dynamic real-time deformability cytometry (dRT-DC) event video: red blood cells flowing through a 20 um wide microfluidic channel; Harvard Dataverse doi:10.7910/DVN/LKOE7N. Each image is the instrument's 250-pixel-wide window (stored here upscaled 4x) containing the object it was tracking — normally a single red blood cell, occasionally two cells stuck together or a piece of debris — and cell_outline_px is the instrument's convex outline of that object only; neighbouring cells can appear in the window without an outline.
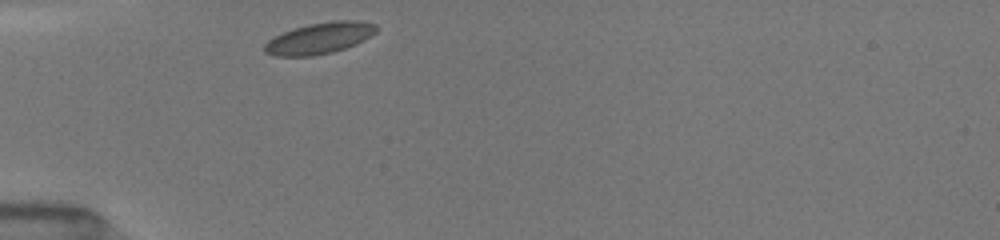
{"species": "common noctule bat (a hibernating species)", "species_latin": "Nyctalus noctula", "temperature_condition": "room temperature", "stored_images_in_passage": 38, "camera_frame_rate_fps": 3000, "um_per_image_px": 0.085, "animal": {"sex": "female", "body_mass_g": 19.5, "forearm_length_mm": 54.1}, "frame": {"image": 1, "passage_image": 1, "time_ms": 0.0, "image_size_px": [1000, 240], "cell_outline_px": [[376, 32], [364, 40], [356, 44], [332, 52], [312, 56], [272, 56], [264, 52], [264, 44], [268, 40], [292, 28], [308, 24], [336, 20], [356, 20], [376, 24]], "centroid_in_image_um": [27.14, 3.25], "position_along_channel_um": 57.9, "area_um2": 20.35}}
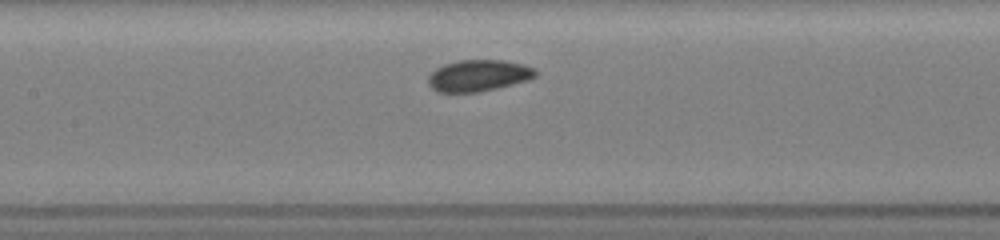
{"frame": {"image": 2, "passage_image": 13, "time_ms": 3.0, "image_size_px": [1000, 240], "cell_outline_px": [[536, 76], [528, 80], [480, 92], [436, 92], [428, 84], [428, 76], [436, 68], [444, 64], [460, 60], [504, 60], [524, 64], [536, 68]], "centroid_in_image_um": [40.67, 6.42], "position_along_channel_um": 166.7, "area_um2": 19.77}}
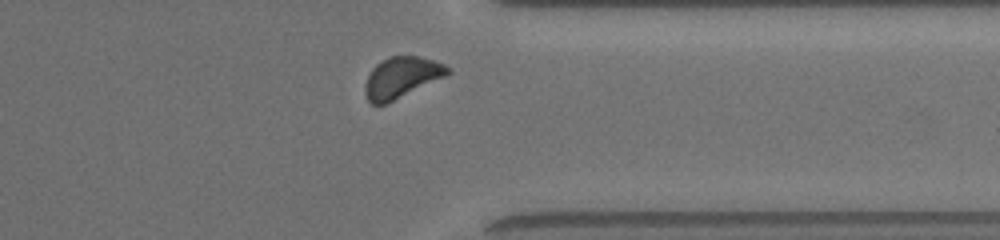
{"frame": {"image": 3, "passage_image": 34, "time_ms": 8.333, "image_size_px": [1000, 240], "cell_outline_px": [[452, 72], [444, 76], [384, 104], [372, 104], [368, 100], [364, 92], [364, 84], [372, 68], [376, 64], [392, 56], [416, 56], [436, 60], [452, 68]], "centroid_in_image_um": [34.12, 6.56], "position_along_channel_um": 377.3, "area_um2": 19.31}, "authors_computed_cell_mechanics": {"area_um2": 19.4786, "velocity_mm_per_s": 3.978, "shape_relaxation_time_tau1_ms": 2.1306, "shape_relaxation_time_tau2_ms": null, "deformation_change_tau1": 0.0543, "deformation_change_tau2": null}}